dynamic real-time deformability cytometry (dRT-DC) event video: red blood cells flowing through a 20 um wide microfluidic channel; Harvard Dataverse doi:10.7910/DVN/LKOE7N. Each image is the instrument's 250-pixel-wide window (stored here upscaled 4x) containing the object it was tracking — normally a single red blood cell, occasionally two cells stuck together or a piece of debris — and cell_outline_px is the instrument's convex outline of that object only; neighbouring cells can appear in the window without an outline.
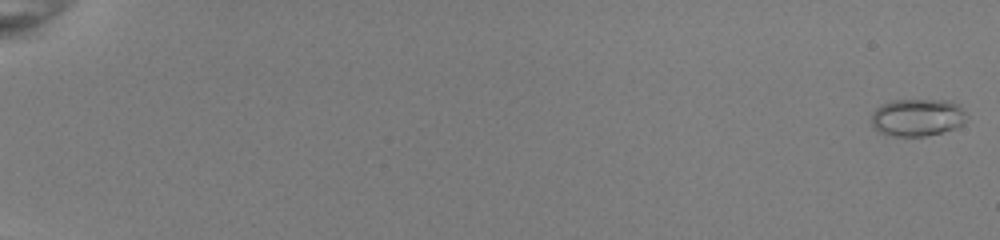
{"species": "common noctule bat (a hibernating species)", "species_latin": "Nyctalus noctula", "temperature_condition": "room temperature", "stored_images_in_passage": 15, "camera_frame_rate_fps": 3000, "um_per_image_px": 0.085, "animal": {"sex": "female", "body_mass_g": 22.0, "forearm_length_mm": 56.7}, "frame": {"image": 1, "passage_image": 1, "time_ms": 0.0, "image_size_px": [1000, 240], "cell_outline_px": [[968, 116], [964, 124], [956, 128], [924, 136], [892, 136], [880, 132], [872, 124], [872, 112], [880, 104], [892, 100], [952, 100], [960, 104]], "centroid_in_image_um": [78.02, 9.96], "position_along_channel_um": 7.0, "area_um2": 21.04}}